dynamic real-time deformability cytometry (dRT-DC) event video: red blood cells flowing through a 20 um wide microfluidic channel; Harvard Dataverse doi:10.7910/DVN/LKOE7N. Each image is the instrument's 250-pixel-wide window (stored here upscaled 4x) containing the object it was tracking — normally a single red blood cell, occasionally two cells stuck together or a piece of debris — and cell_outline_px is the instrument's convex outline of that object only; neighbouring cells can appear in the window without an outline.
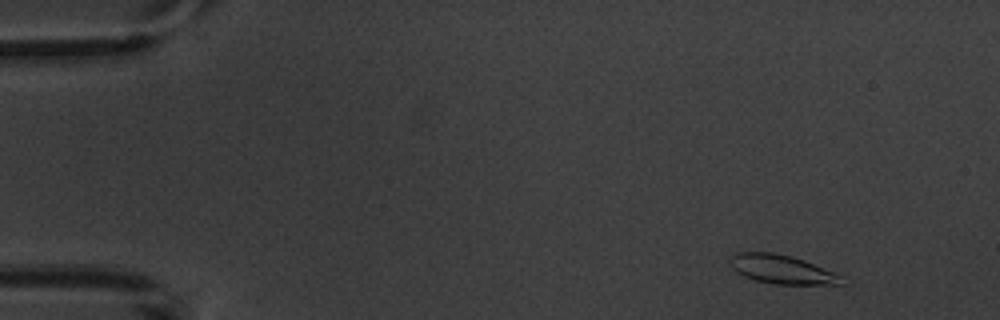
{"species": "common noctule bat (a hibernating species)", "species_latin": "Nyctalus noctula", "temperature_condition": "warm", "stored_images_in_passage": 6, "camera_frame_rate_fps": 3000, "um_per_image_px": 0.085, "animal": {"sex": "male", "body_mass_g": 20.1, "forearm_length_mm": 53.5}, "frame": {"image": 1, "passage_image": 2, "time_ms": 1.0, "image_size_px": [1000, 320], "cell_outline_px": [[848, 276], [840, 284], [776, 284], [756, 280], [744, 276], [736, 272], [732, 268], [728, 260], [736, 252], [776, 252], [792, 256], [804, 260]], "centroid_in_image_um": [66.51, 22.88], "position_along_channel_um": 18.5, "area_um2": 19.07}}